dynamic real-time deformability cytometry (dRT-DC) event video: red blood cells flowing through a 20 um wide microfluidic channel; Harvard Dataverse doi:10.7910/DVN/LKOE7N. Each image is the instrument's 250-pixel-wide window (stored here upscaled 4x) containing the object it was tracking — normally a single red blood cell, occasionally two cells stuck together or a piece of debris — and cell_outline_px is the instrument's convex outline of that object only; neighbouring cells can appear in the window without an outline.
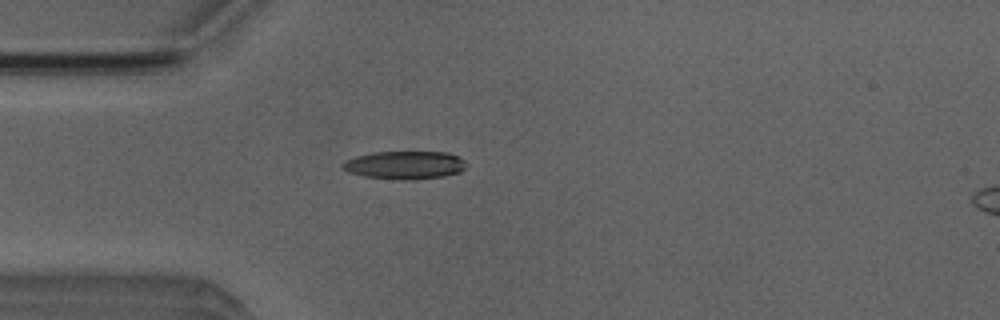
{"species": "Egyptian fruit bat (a non-hibernating species)", "species_latin": "Rousettus aegyptiacus", "temperature_condition": "room temperature", "stored_images_in_passage": 39, "camera_frame_rate_fps": 3000, "um_per_image_px": 0.085, "animal": {"sex": "male"}, "frame": {"image": 1, "passage_image": 1, "time_ms": 0.0, "image_size_px": [1000, 320], "cell_outline_px": [[464, 168], [460, 172], [444, 176], [404, 180], [364, 176], [348, 172], [340, 168], [340, 164], [344, 160], [356, 156], [372, 152], [448, 152], [460, 156], [464, 160]], "centroid_in_image_um": [34.36, 14.02], "position_along_channel_um": 50.6, "area_um2": 20.29}}
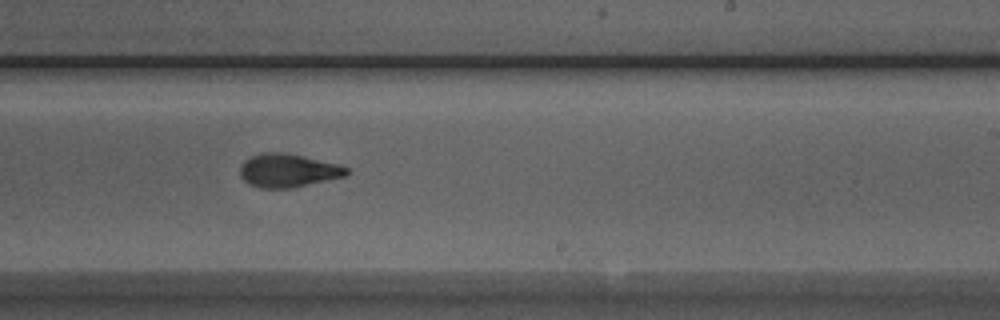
{"frame": {"image": 2, "passage_image": 18, "time_ms": 5.667, "image_size_px": [1000, 320], "cell_outline_px": [[348, 172], [344, 176], [292, 188], [260, 188], [248, 184], [240, 176], [240, 164], [248, 156], [264, 152], [280, 152], [304, 156], [340, 164], [348, 168]], "centroid_in_image_um": [24.43, 14.48], "position_along_channel_um": 264.6, "area_um2": 20.87}}
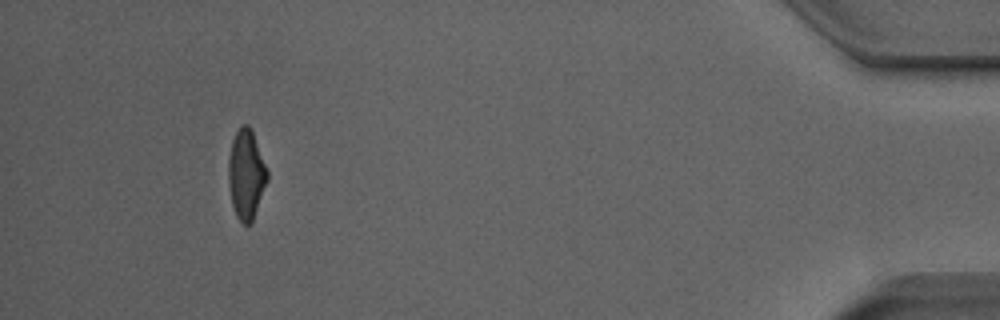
{"frame": {"image": 3, "passage_image": 35, "time_ms": 11.333, "image_size_px": [1000, 320], "cell_outline_px": [[268, 180], [252, 220], [248, 224], [244, 224], [236, 216], [232, 204], [228, 184], [228, 156], [232, 140], [240, 124], [248, 124], [252, 128], [268, 168]], "centroid_in_image_um": [20.93, 14.74], "position_along_channel_um": 414.3, "area_um2": 20.58}, "authors_computed_cell_mechanics": {"area_um2": 20.5768, "velocity_mm_per_s": 3.9299, "shape_relaxation_time_tau1_ms": 3.3677, "shape_relaxation_time_tau2_ms": 2.0651, "deformation_change_tau1": 0.1848, "deformation_change_tau2": 0.1008}}